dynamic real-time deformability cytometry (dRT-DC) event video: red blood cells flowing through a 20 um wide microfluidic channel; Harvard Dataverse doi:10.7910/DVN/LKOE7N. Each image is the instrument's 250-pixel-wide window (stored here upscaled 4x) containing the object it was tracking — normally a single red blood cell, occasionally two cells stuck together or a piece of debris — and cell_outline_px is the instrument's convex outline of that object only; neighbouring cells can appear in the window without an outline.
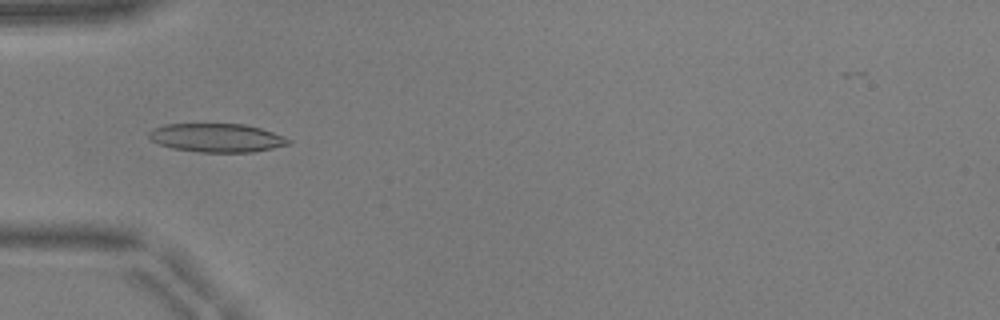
{"species": "common noctule bat (a hibernating species)", "species_latin": "Nyctalus noctula", "temperature_condition": "warm", "stored_images_in_passage": 50, "camera_frame_rate_fps": 3000, "um_per_image_px": 0.085, "animal": {"sex": "male", "body_mass_g": 17.9, "forearm_length_mm": 54.2}, "frame": {"image": 1, "passage_image": 16, "time_ms": 5.0, "image_size_px": [1000, 320], "cell_outline_px": [[292, 144], [252, 152], [200, 152], [172, 148], [160, 144], [152, 140], [148, 136], [148, 132], [156, 128], [168, 124], [244, 124], [260, 128], [272, 132], [292, 140]], "centroid_in_image_um": [18.46, 11.72], "position_along_channel_um": 66.5, "area_um2": 23.06}}
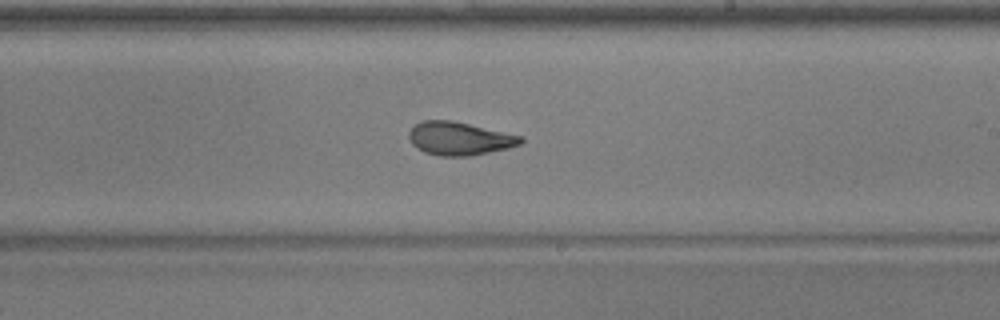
{"frame": {"image": 2, "passage_image": 30, "time_ms": 9.667, "image_size_px": [1000, 320], "cell_outline_px": [[524, 140], [520, 144], [508, 148], [468, 156], [440, 156], [424, 152], [416, 148], [412, 144], [408, 136], [408, 132], [420, 120], [452, 120], [524, 136]], "centroid_in_image_um": [39.04, 11.77], "position_along_channel_um": 250.0, "area_um2": 21.73}}
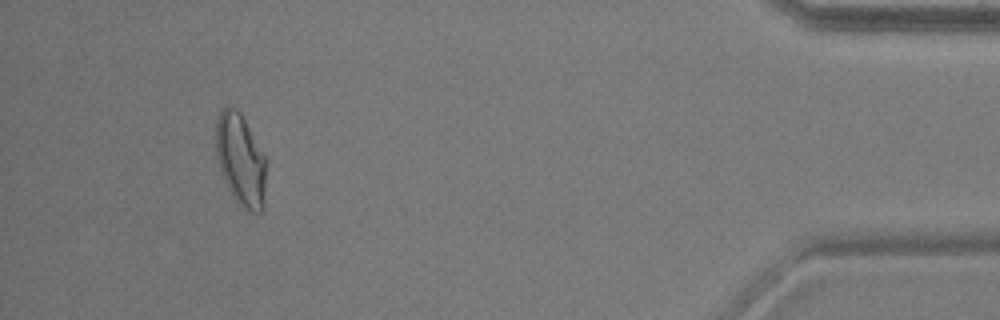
{"frame": {"image": 3, "passage_image": 47, "time_ms": 15.333, "image_size_px": [1000, 320], "cell_outline_px": [[264, 208], [260, 212], [252, 212], [244, 208], [236, 200], [228, 188], [224, 180], [216, 156], [216, 120], [220, 112], [228, 104], [232, 104], [240, 112], [264, 156]], "centroid_in_image_um": [20.42, 13.55], "position_along_channel_um": 414.8, "area_um2": 26.41}, "authors_computed_cell_mechanics": {"area_um2": 21.9062, "velocity_mm_per_s": 3.9434, "shape_relaxation_time_tau1_ms": 5.7331, "shape_relaxation_time_tau2_ms": 1.4056, "deformation_change_tau1": 0.183, "deformation_change_tau2": 0.0773}}